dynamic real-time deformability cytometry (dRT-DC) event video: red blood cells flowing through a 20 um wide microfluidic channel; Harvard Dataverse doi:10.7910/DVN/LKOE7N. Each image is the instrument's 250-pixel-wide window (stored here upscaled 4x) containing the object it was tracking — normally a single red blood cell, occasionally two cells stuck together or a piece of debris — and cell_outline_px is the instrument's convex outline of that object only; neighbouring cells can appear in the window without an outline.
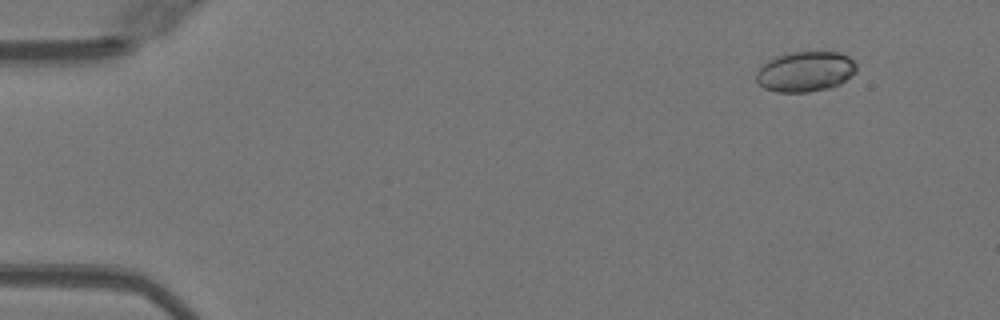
{"species": "Egyptian fruit bat (a non-hibernating species)", "species_latin": "Rousettus aegyptiacus", "temperature_condition": "warm", "stored_images_in_passage": 48, "camera_frame_rate_fps": 3000, "um_per_image_px": 0.085, "animal": {"sex": "female"}, "frame": {"image": 1, "passage_image": 2, "time_ms": 0.333, "image_size_px": [1000, 320], "cell_outline_px": [[856, 72], [840, 84], [832, 88], [808, 92], [780, 92], [764, 88], [756, 80], [756, 72], [768, 60], [776, 56], [792, 52], [840, 52], [848, 56], [856, 64]], "centroid_in_image_um": [68.47, 6.09], "position_along_channel_um": 16.5, "area_um2": 23.52}}
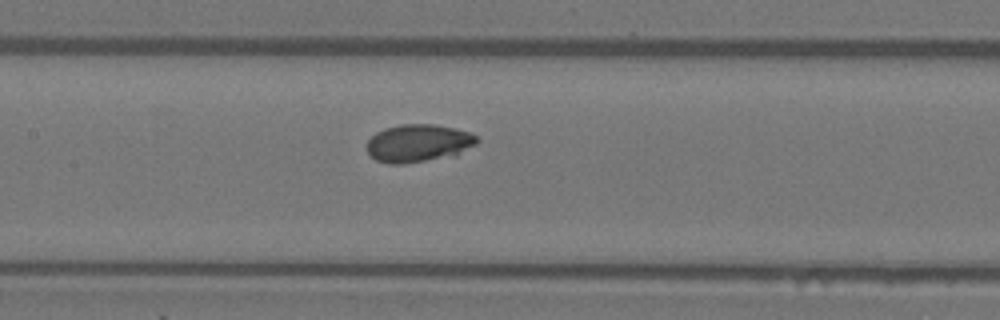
{"frame": {"image": 2, "passage_image": 22, "time_ms": 7.0, "image_size_px": [1000, 320], "cell_outline_px": [[480, 140], [476, 144], [456, 156], [404, 164], [388, 164], [376, 160], [368, 152], [368, 140], [376, 132], [384, 128], [400, 124], [436, 124], [456, 128], [468, 132], [476, 136]], "centroid_in_image_um": [35.59, 12.17], "position_along_channel_um": 171.8, "area_um2": 24.51}}
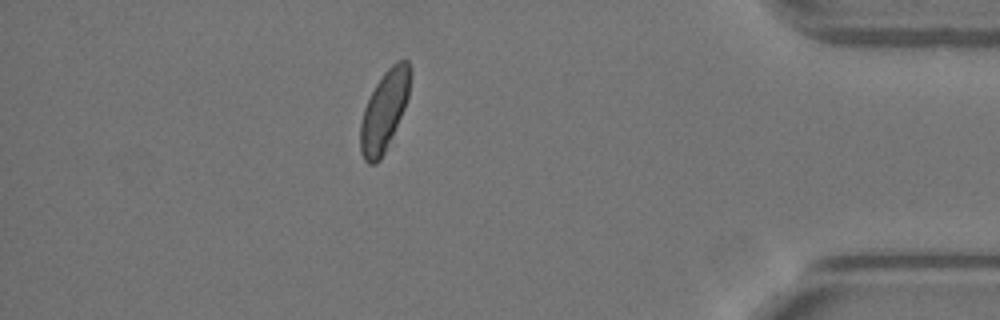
{"frame": {"image": 3, "passage_image": 42, "time_ms": 13.667, "image_size_px": [1000, 320], "cell_outline_px": [[412, 72], [408, 96], [404, 108], [384, 152], [380, 160], [376, 164], [368, 164], [364, 160], [360, 152], [360, 124], [364, 108], [376, 84], [384, 72], [396, 60], [408, 60]], "centroid_in_image_um": [32.66, 9.4], "position_along_channel_um": 402.5, "area_um2": 23.0}, "authors_computed_cell_mechanics": {"area_um2": 23.409, "velocity_mm_per_s": 4.0483, "shape_relaxation_time_tau1_ms": 2.6942, "shape_relaxation_time_tau2_ms": null, "deformation_change_tau1": 0.0923, "deformation_change_tau2": null}}